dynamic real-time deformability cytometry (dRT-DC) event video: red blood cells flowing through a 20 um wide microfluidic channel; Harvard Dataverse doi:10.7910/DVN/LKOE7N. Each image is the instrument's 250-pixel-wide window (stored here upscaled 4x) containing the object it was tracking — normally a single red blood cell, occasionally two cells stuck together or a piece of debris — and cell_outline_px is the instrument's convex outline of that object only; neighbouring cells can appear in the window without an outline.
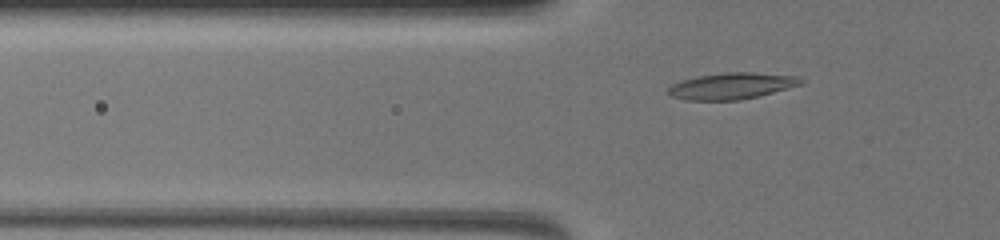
{"species": "common noctule bat (a hibernating species)", "species_latin": "Nyctalus noctula", "temperature_condition": "warm", "stored_images_in_passage": 49, "camera_frame_rate_fps": 3000, "um_per_image_px": 0.085, "animal": {"sex": "female", "body_mass_g": 19.5, "forearm_length_mm": 54.1}, "frame": {"image": 1, "passage_image": 8, "time_ms": 4.333, "image_size_px": [1000, 240], "cell_outline_px": [[804, 84], [740, 100], [688, 100], [672, 96], [668, 92], [668, 88], [672, 84], [680, 80], [700, 76], [724, 72], [752, 72], [800, 76], [804, 80]], "centroid_in_image_um": [62.22, 7.29], "position_along_channel_um": 63.6, "area_um2": 20.35}}
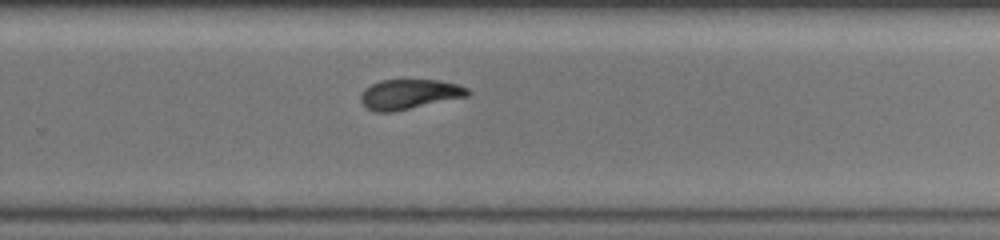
{"frame": {"image": 2, "passage_image": 31, "time_ms": 10.333, "image_size_px": [1000, 240], "cell_outline_px": [[472, 92], [468, 96], [392, 112], [376, 112], [368, 108], [360, 100], [360, 96], [364, 88], [380, 80], [440, 80], [456, 84], [468, 88]], "centroid_in_image_um": [34.8, 8.0], "position_along_channel_um": 295.0, "area_um2": 18.55}}
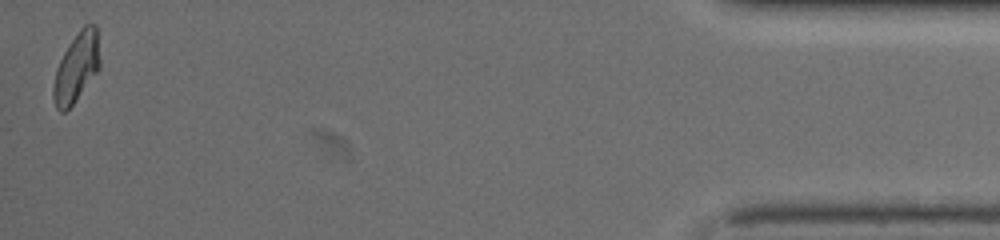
{"frame": {"image": 3, "passage_image": 49, "time_ms": 15.667, "image_size_px": [1000, 240], "cell_outline_px": [[100, 68], [72, 104], [64, 112], [60, 112], [56, 108], [52, 96], [52, 88], [56, 68], [64, 52], [80, 28], [84, 24], [96, 24], [100, 60]], "centroid_in_image_um": [6.49, 5.72], "position_along_channel_um": 428.7, "area_um2": 18.61}, "authors_computed_cell_mechanics": {"area_um2": 19.3052, "velocity_mm_per_s": 3.9786, "shape_relaxation_time_tau1_ms": 6.6813, "shape_relaxation_time_tau2_ms": 1.5378, "deformation_change_tau1": 0.1981, "deformation_change_tau2": 0.0738}}